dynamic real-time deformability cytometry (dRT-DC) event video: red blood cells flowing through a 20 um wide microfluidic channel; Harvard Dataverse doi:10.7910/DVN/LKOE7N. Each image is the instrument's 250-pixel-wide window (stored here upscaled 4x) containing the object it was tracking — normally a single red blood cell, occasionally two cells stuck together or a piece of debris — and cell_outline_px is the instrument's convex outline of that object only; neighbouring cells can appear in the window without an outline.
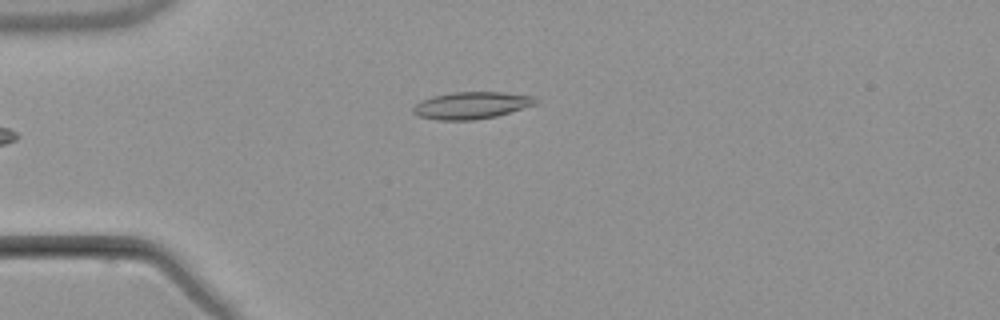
{"species": "common noctule bat (a hibernating species)", "species_latin": "Nyctalus noctula", "temperature_condition": "warm", "stored_images_in_passage": 5, "camera_frame_rate_fps": 3000, "um_per_image_px": 0.085, "animal": {"sex": "male", "body_mass_g": 21.5, "forearm_length_mm": 52.0}, "frame": {"image": 1, "passage_image": 5, "time_ms": 5.333, "image_size_px": [1000, 320], "cell_outline_px": [[536, 104], [496, 116], [472, 120], [440, 120], [420, 116], [412, 112], [412, 108], [416, 104], [432, 96], [452, 92], [500, 92], [536, 96]], "centroid_in_image_um": [40.08, 8.95], "position_along_channel_um": 44.9, "area_um2": 19.07}}